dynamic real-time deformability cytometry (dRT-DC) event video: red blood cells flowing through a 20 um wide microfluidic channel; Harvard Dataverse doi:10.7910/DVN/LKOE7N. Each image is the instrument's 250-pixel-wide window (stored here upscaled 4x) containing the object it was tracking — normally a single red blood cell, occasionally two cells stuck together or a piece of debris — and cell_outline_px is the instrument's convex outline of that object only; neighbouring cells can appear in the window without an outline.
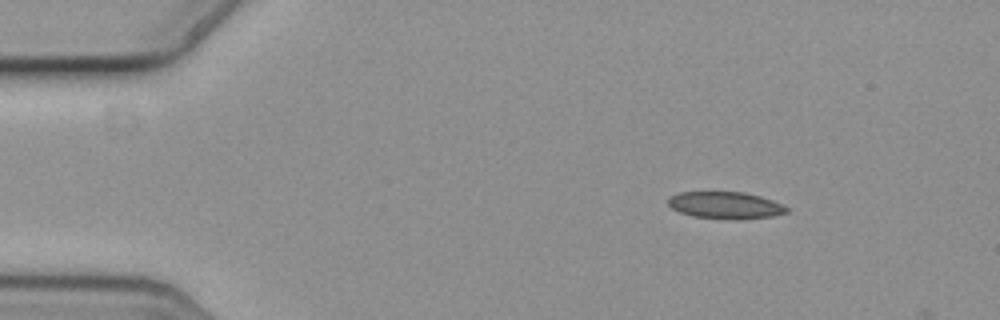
{"species": "common noctule bat (a hibernating species)", "species_latin": "Nyctalus noctula", "temperature_condition": "cold", "stored_images_in_passage": 11, "camera_frame_rate_fps": 3000, "um_per_image_px": 0.085, "animal": {"sex": "female", "body_mass_g": 19.3, "forearm_length_mm": 54.1}, "frame": {"image": 1, "passage_image": 7, "time_ms": 2.0, "image_size_px": [1000, 320], "cell_outline_px": [[788, 212], [772, 216], [736, 220], [728, 220], [692, 216], [680, 212], [672, 208], [668, 204], [668, 196], [680, 192], [744, 192], [760, 196], [772, 200], [788, 208]], "centroid_in_image_um": [61.63, 17.45], "position_along_channel_um": 23.4, "area_um2": 18.73}}